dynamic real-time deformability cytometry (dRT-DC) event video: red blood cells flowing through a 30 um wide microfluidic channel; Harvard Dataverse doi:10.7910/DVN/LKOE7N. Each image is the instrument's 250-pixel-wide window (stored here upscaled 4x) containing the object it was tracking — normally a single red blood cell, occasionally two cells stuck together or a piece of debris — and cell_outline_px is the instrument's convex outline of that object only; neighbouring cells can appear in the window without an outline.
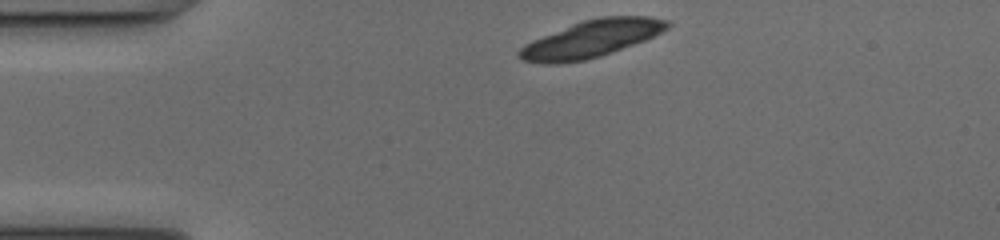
{"species": "common noctule bat (a hibernating species)", "species_latin": "Nyctalus noctula", "temperature_condition": "cold", "stored_images_in_passage": 41, "camera_frame_rate_fps": 3000, "um_per_image_px": 0.085, "animal": {"sex": "female", "body_mass_g": 17.0, "forearm_length_mm": 48.0}, "frame": {"image": 1, "passage_image": 1, "time_ms": 0.0, "image_size_px": [1000, 240], "cell_outline_px": [[672, 24], [668, 28], [644, 40], [612, 52], [600, 56], [584, 60], [556, 64], [540, 64], [520, 60], [516, 56], [516, 52], [524, 44], [532, 40], [572, 24], [584, 20], [600, 16], [648, 16], [668, 20]], "centroid_in_image_um": [50.21, 3.31], "position_along_channel_um": 34.8, "area_um2": 32.02}, "authors_computed_cell_mechanics": {"area_um2": 19.2474, "velocity_mm_per_s": 4.0351, "shape_relaxation_time_tau1_ms": 0.2239, "shape_relaxation_time_tau2_ms": 8.9452, "deformation_change_tau1": 0.2211, "deformation_change_tau2": 0.1485}}